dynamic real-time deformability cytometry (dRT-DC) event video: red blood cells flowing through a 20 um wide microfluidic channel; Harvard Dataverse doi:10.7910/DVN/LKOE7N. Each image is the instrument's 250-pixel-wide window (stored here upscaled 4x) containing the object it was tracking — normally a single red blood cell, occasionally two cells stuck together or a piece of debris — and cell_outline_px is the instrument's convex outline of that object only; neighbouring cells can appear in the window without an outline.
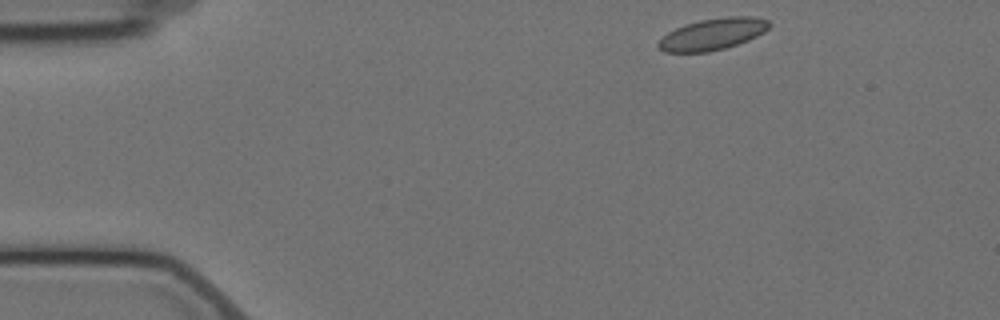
{"species": "Egyptian fruit bat (a non-hibernating species)", "species_latin": "Rousettus aegyptiacus", "temperature_condition": "cold", "stored_images_in_passage": 9, "camera_frame_rate_fps": 3000, "um_per_image_px": 0.085, "animal": {"sex": "female"}, "frame": {"image": 1, "passage_image": 1, "time_ms": 0.0, "image_size_px": [1000, 320], "cell_outline_px": [[772, 24], [764, 32], [748, 40], [724, 48], [708, 52], [664, 52], [656, 44], [668, 32], [684, 24], [700, 20], [728, 16], [752, 16], [768, 20]], "centroid_in_image_um": [60.59, 2.89], "position_along_channel_um": 24.4, "area_um2": 20.29}}
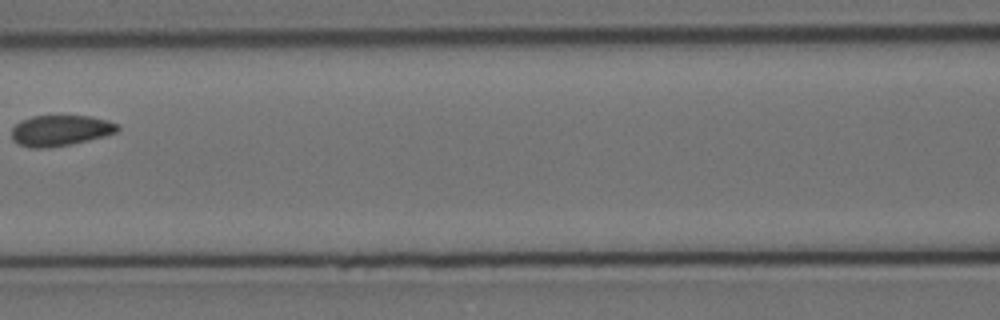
{"frame": {"image": 2, "passage_image": 6, "time_ms": 6.0, "image_size_px": [1000, 320], "cell_outline_px": [[120, 128], [116, 132], [104, 136], [68, 144], [48, 148], [32, 148], [20, 144], [12, 140], [12, 128], [20, 120], [32, 116], [92, 116], [108, 120], [116, 124]], "centroid_in_image_um": [5.11, 11.08], "position_along_channel_um": 161.5, "area_um2": 18.84}}
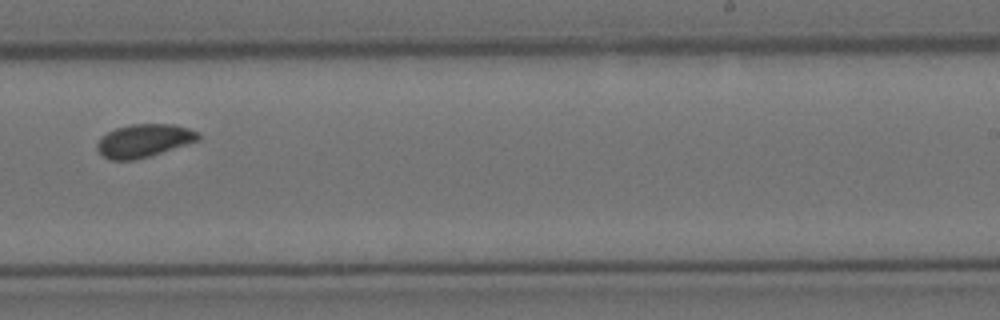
{"frame": {"image": 3, "passage_image": 9, "time_ms": 9.333, "image_size_px": [1000, 320], "cell_outline_px": [[200, 140], [136, 160], [112, 160], [104, 156], [96, 148], [96, 144], [100, 136], [116, 128], [132, 124], [172, 124], [188, 128], [196, 132], [200, 136]], "centroid_in_image_um": [12.21, 11.95], "position_along_channel_um": 276.8, "area_um2": 19.36}}